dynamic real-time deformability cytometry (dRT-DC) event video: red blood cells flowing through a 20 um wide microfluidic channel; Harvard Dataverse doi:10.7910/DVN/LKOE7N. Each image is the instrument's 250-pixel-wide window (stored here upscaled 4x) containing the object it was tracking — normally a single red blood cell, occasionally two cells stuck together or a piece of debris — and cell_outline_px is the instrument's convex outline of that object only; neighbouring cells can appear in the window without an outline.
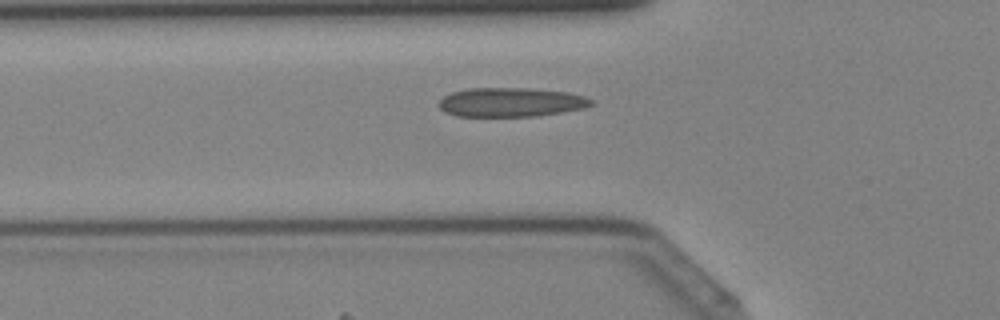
{"species": "Egyptian fruit bat (a non-hibernating species)", "species_latin": "Rousettus aegyptiacus", "temperature_condition": "cold", "stored_images_in_passage": 41, "camera_frame_rate_fps": 3000, "um_per_image_px": 0.085, "animal": {"sex": "female"}, "frame": {"image": 1, "passage_image": 14, "time_ms": 4.333, "image_size_px": [1000, 320], "cell_outline_px": [[592, 104], [584, 108], [536, 116], [456, 116], [444, 112], [436, 104], [444, 96], [452, 92], [468, 88], [528, 88], [568, 92], [584, 96], [592, 100]], "centroid_in_image_um": [43.38, 8.69], "position_along_channel_um": 82.4, "area_um2": 25.84}}
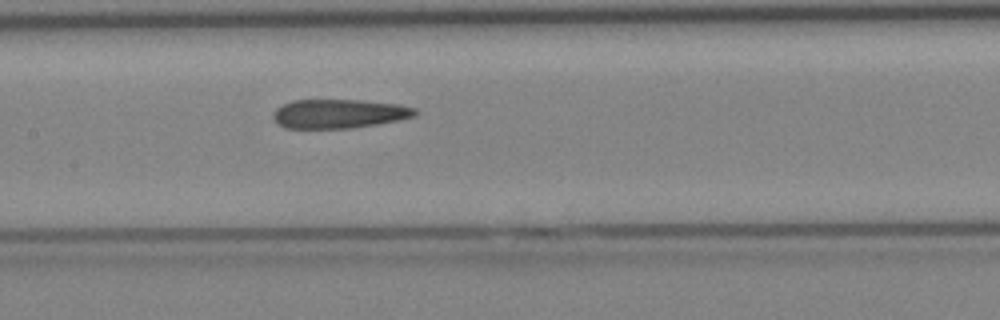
{"frame": {"image": 2, "passage_image": 20, "time_ms": 6.333, "image_size_px": [1000, 320], "cell_outline_px": [[416, 116], [400, 120], [352, 128], [284, 128], [276, 124], [272, 116], [276, 108], [292, 100], [360, 100], [400, 104], [416, 108]], "centroid_in_image_um": [28.81, 9.67], "position_along_channel_um": 178.6, "area_um2": 24.16}}
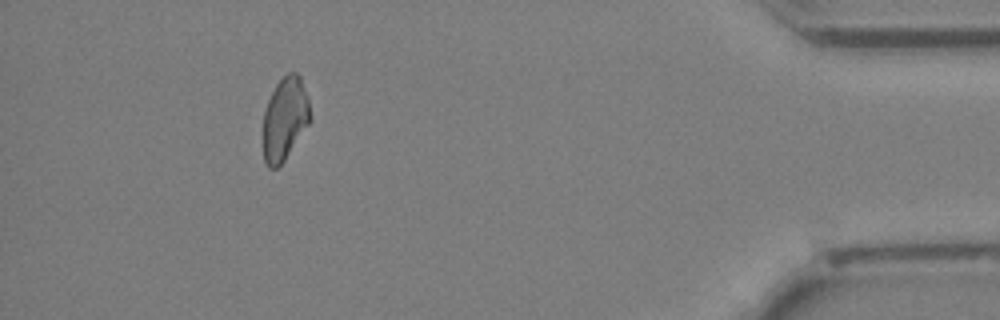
{"frame": {"image": 3, "passage_image": 38, "time_ms": 12.333, "image_size_px": [1000, 320], "cell_outline_px": [[312, 120], [284, 160], [276, 168], [268, 168], [264, 160], [264, 112], [268, 100], [276, 84], [288, 72], [296, 72], [300, 76], [308, 96], [312, 116]], "centroid_in_image_um": [24.25, 10.08], "position_along_channel_um": 411.0, "area_um2": 22.77}}